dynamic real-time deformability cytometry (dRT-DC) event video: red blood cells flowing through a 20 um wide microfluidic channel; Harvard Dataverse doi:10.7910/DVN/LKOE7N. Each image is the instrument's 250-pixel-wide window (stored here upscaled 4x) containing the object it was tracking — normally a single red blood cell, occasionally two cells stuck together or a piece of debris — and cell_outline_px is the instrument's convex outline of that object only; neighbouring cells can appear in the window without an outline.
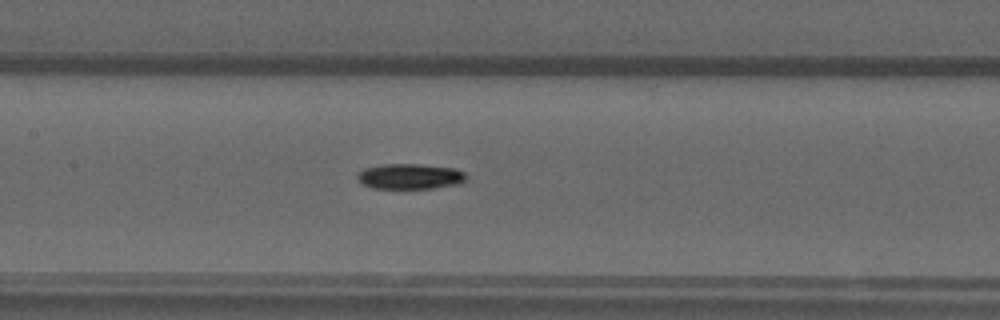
{"species": "common noctule bat (a hibernating species)", "species_latin": "Nyctalus noctula", "temperature_condition": "warm", "stored_images_in_passage": 55, "camera_frame_rate_fps": 3000, "um_per_image_px": 0.085, "animal": {"sex": "male", "forearm_length_mm": 52.5}, "frame": {"image": 1, "passage_image": 26, "time_ms": 8.333, "image_size_px": [1000, 320], "cell_outline_px": [[468, 176], [460, 184], [432, 188], [372, 188], [364, 184], [356, 176], [364, 168], [384, 164], [420, 164], [456, 168], [464, 172]], "centroid_in_image_um": [34.9, 14.98], "position_along_channel_um": 172.5, "area_um2": 16.07}}
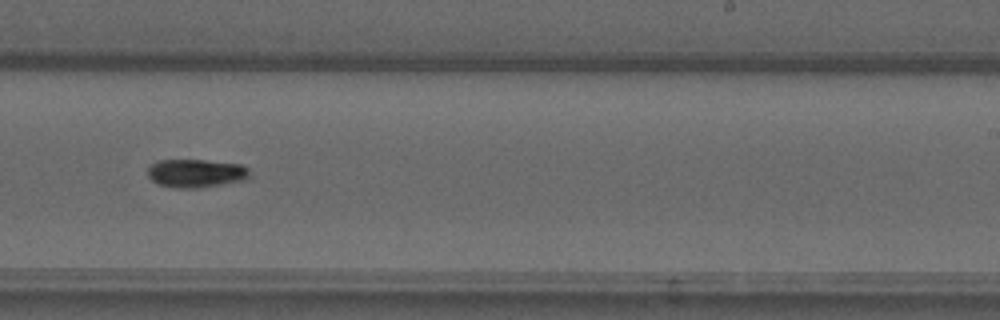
{"frame": {"image": 2, "passage_image": 34, "time_ms": 11.0, "image_size_px": [1000, 320], "cell_outline_px": [[248, 176], [244, 180], [200, 188], [180, 188], [156, 184], [148, 176], [148, 168], [152, 164], [160, 160], [204, 160], [240, 164], [248, 168]], "centroid_in_image_um": [16.63, 14.73], "position_along_channel_um": 272.4, "area_um2": 16.7}}
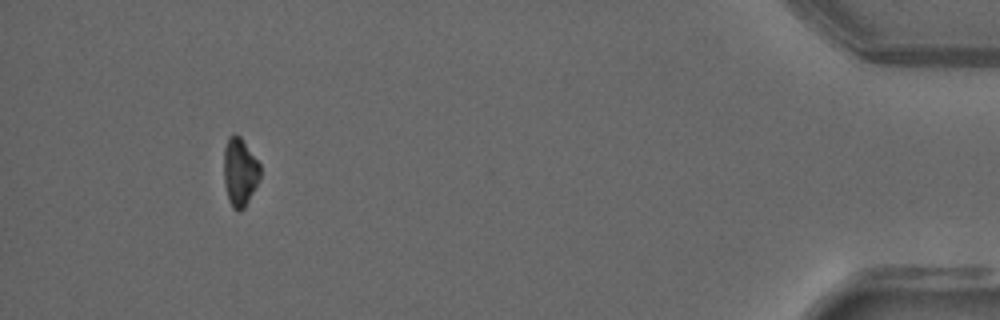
{"frame": {"image": 3, "passage_image": 51, "time_ms": 16.667, "image_size_px": [1000, 320], "cell_outline_px": [[260, 176], [244, 208], [240, 212], [232, 208], [228, 200], [224, 184], [224, 148], [228, 136], [240, 136], [260, 164]], "centroid_in_image_um": [20.36, 14.64], "position_along_channel_um": 414.8, "area_um2": 14.28}, "authors_computed_cell_mechanics": {"area_um2": 15.606, "velocity_mm_per_s": 3.7673, "shape_relaxation_time_tau1_ms": 7.1427, "shape_relaxation_time_tau2_ms": null, "deformation_change_tau1": 0.2181, "deformation_change_tau2": null}}